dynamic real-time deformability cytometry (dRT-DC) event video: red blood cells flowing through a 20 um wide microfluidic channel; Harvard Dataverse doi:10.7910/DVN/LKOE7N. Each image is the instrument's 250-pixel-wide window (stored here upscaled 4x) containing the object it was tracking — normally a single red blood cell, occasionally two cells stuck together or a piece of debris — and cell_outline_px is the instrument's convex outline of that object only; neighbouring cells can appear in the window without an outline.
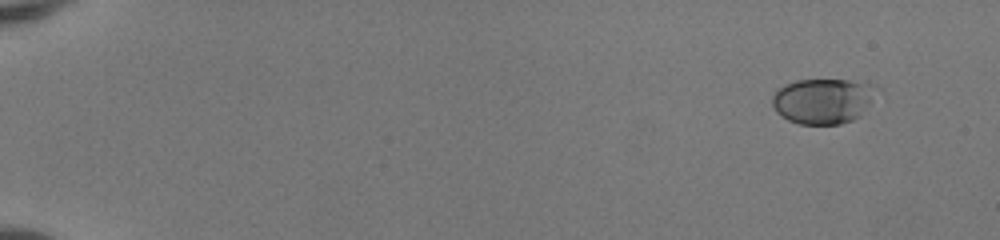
{"species": "human", "species_latin": "Homo sapiens", "temperature_condition": "room temperature", "stored_images_in_passage": 48, "camera_frame_rate_fps": 3000, "um_per_image_px": 0.085, "donor": {"sex": "female"}, "frame": {"image": 1, "passage_image": 1, "time_ms": 0.0, "image_size_px": [1000, 240], "cell_outline_px": [[872, 100], [860, 116], [852, 120], [840, 124], [800, 124], [788, 120], [776, 112], [772, 104], [772, 96], [784, 84], [796, 80], [848, 80], [864, 84], [872, 88]], "centroid_in_image_um": [69.86, 8.6], "position_along_channel_um": 15.1, "area_um2": 26.93}}
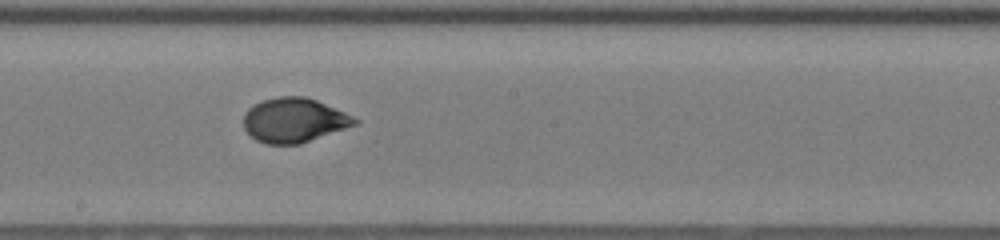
{"frame": {"image": 2, "passage_image": 28, "time_ms": 9.0, "image_size_px": [1000, 240], "cell_outline_px": [[360, 120], [356, 124], [300, 144], [268, 144], [256, 140], [244, 128], [244, 116], [248, 108], [264, 100], [276, 96], [304, 96], [316, 100], [344, 112]], "centroid_in_image_um": [24.98, 10.21], "position_along_channel_um": 223.2, "area_um2": 28.44}}
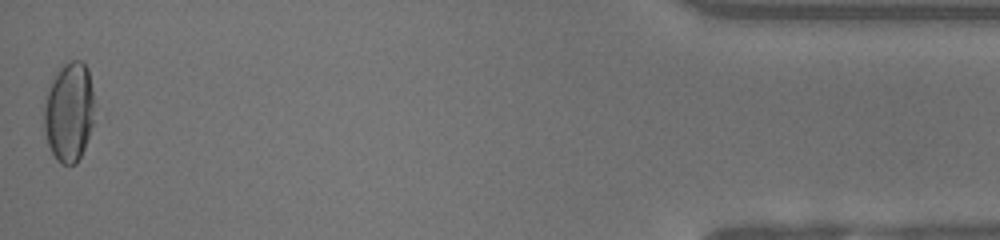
{"frame": {"image": 3, "passage_image": 48, "time_ms": 15.667, "image_size_px": [1000, 240], "cell_outline_px": [[92, 124], [84, 148], [76, 164], [60, 164], [56, 160], [48, 144], [44, 132], [44, 104], [48, 88], [60, 64], [68, 60], [80, 60], [88, 68], [92, 88]], "centroid_in_image_um": [5.84, 9.49], "position_along_channel_um": 429.4, "area_um2": 29.19}, "authors_computed_cell_mechanics": {"area_um2": 27.8307, "velocity_mm_per_s": 4.1932, "shape_relaxation_time_tau1_ms": 3.5735, "shape_relaxation_time_tau2_ms": null, "deformation_change_tau1": 0.1569, "deformation_change_tau2": null}}